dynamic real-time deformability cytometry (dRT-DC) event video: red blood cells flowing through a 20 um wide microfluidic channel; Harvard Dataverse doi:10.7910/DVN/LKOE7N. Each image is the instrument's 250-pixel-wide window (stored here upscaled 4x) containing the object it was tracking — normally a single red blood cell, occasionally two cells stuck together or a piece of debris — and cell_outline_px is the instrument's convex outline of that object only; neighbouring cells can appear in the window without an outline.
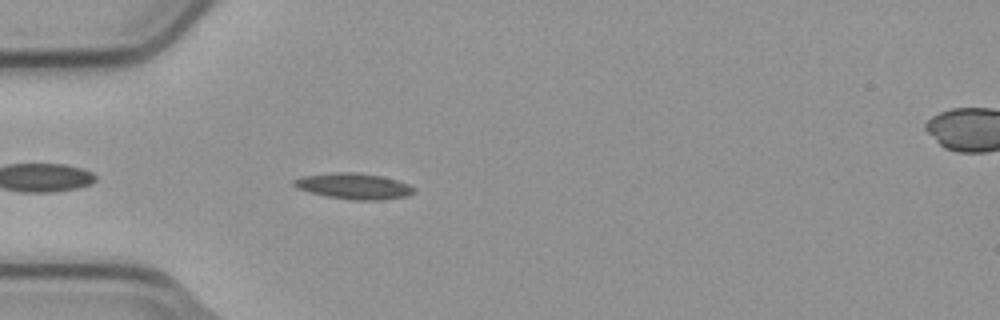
{"species": "common noctule bat (a hibernating species)", "species_latin": "Nyctalus noctula", "temperature_condition": "cold", "stored_images_in_passage": 41, "camera_frame_rate_fps": 3000, "um_per_image_px": 0.085, "animal": {"sex": "male", "body_mass_g": 23.1, "forearm_length_mm": 52.7}, "frame": {"image": 1, "passage_image": 3, "time_ms": 0.667, "image_size_px": [1000, 320], "cell_outline_px": [[416, 192], [408, 196], [380, 200], [352, 200], [324, 196], [296, 188], [292, 184], [292, 180], [304, 176], [332, 172], [356, 172], [384, 176], [408, 184], [416, 188]], "centroid_in_image_um": [30.08, 15.82], "position_along_channel_um": 54.9, "area_um2": 18.38}}
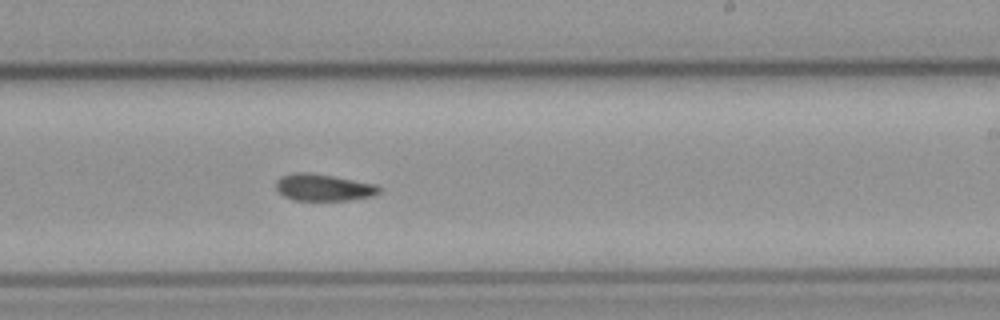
{"frame": {"image": 2, "passage_image": 20, "time_ms": 6.333, "image_size_px": [1000, 320], "cell_outline_px": [[380, 192], [372, 196], [348, 200], [292, 200], [284, 196], [276, 188], [276, 180], [280, 176], [296, 172], [304, 172], [332, 176], [376, 184], [380, 188]], "centroid_in_image_um": [27.47, 15.93], "position_along_channel_um": 261.5, "area_um2": 16.01}}
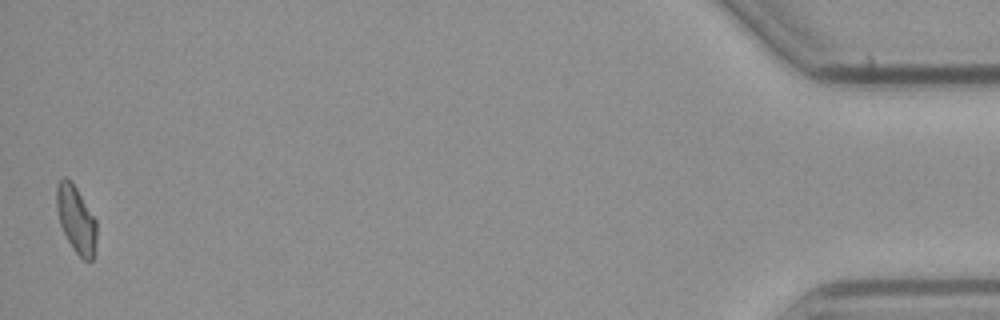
{"frame": {"image": 3, "passage_image": 41, "time_ms": 13.333, "image_size_px": [1000, 320], "cell_outline_px": [[96, 240], [92, 260], [84, 260], [72, 248], [60, 224], [56, 208], [56, 184], [64, 176], [68, 176], [72, 180], [96, 220]], "centroid_in_image_um": [6.45, 18.58], "position_along_channel_um": 428.8, "area_um2": 15.66}, "authors_computed_cell_mechanics": {"area_um2": 16.2418, "velocity_mm_per_s": 3.7603, "shape_relaxation_time_tau1_ms": 8.4283, "shape_relaxation_time_tau2_ms": null, "deformation_change_tau1": 0.1715, "deformation_change_tau2": null}}